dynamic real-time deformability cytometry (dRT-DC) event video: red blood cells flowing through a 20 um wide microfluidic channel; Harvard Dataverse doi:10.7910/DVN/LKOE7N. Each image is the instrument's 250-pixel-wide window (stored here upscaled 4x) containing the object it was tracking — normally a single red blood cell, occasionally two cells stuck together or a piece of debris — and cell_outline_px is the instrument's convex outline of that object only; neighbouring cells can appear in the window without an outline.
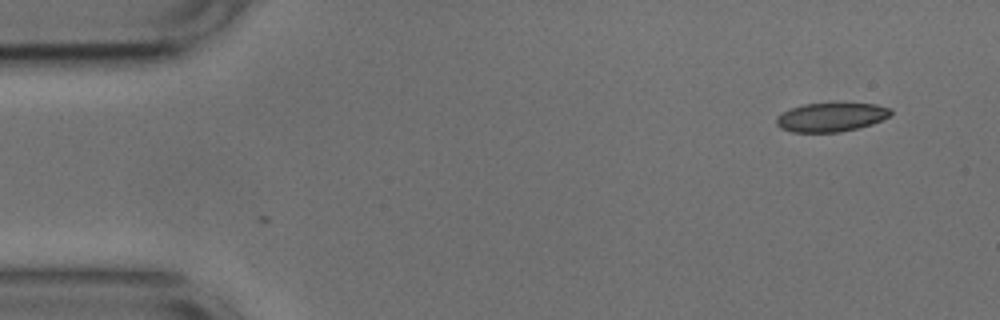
{"species": "common noctule bat (a hibernating species)", "species_latin": "Nyctalus noctula", "temperature_condition": "cold", "stored_images_in_passage": 2, "camera_frame_rate_fps": 3000, "um_per_image_px": 0.085, "animal": {"sex": "male", "body_mass_g": 17.9, "forearm_length_mm": 54.2}, "frame": {"image": 1, "passage_image": 2, "time_ms": 0.333, "image_size_px": [1000, 320], "cell_outline_px": [[892, 112], [888, 116], [872, 124], [840, 132], [792, 132], [780, 128], [776, 124], [776, 116], [792, 108], [804, 104], [876, 104], [892, 108]], "centroid_in_image_um": [70.62, 9.97], "position_along_channel_um": 14.4, "area_um2": 18.96}}